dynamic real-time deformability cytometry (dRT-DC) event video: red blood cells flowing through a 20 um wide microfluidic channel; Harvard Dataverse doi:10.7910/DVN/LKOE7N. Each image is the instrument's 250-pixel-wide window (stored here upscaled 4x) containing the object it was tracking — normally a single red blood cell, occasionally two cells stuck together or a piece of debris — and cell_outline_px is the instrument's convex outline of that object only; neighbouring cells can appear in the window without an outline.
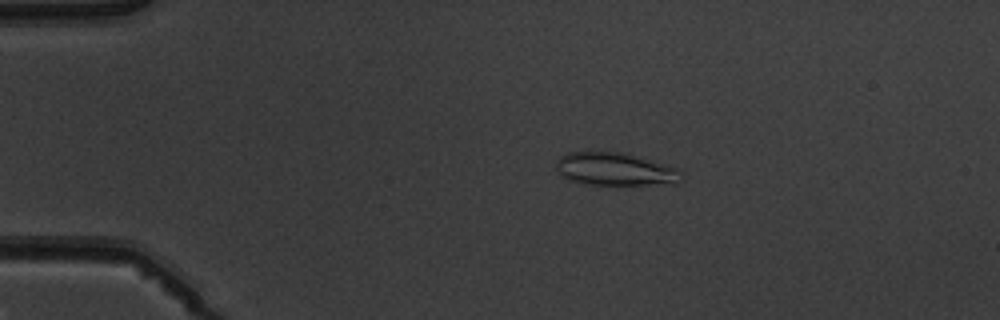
{"species": "common noctule bat (a hibernating species)", "species_latin": "Nyctalus noctula", "temperature_condition": "warm", "stored_images_in_passage": 4, "camera_frame_rate_fps": 3000, "um_per_image_px": 0.085, "animal": {"sex": "male", "body_mass_g": 19.5, "forearm_length_mm": 54.6}, "frame": {"image": 1, "passage_image": 2, "time_ms": 1.333, "image_size_px": [1000, 320], "cell_outline_px": [[680, 180], [676, 184], [584, 184], [568, 180], [560, 176], [556, 168], [556, 160], [560, 156], [568, 152], [624, 152], [680, 168]], "centroid_in_image_um": [52.26, 14.37], "position_along_channel_um": 32.7, "area_um2": 24.16}}
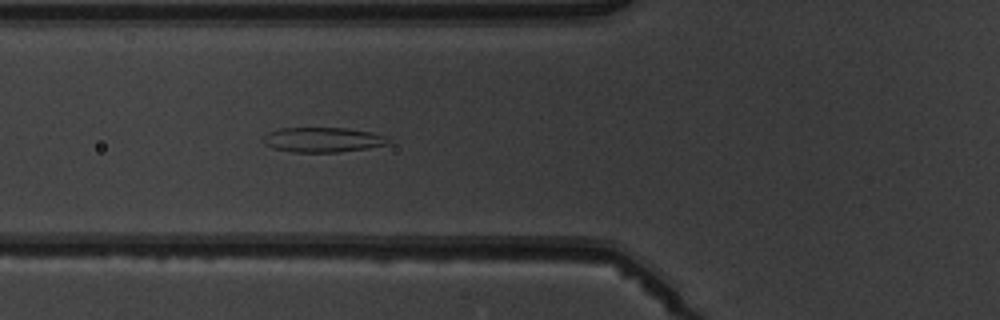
{"frame": {"image": 2, "passage_image": 4, "time_ms": 4.333, "image_size_px": [1000, 320], "cell_outline_px": [[392, 140], [388, 144], [368, 148], [340, 152], [292, 152], [272, 148], [264, 144], [264, 136], [268, 132], [280, 128], [348, 128], [372, 132], [384, 136]], "centroid_in_image_um": [27.45, 11.88], "position_along_channel_um": 98.4, "area_um2": 18.21}}